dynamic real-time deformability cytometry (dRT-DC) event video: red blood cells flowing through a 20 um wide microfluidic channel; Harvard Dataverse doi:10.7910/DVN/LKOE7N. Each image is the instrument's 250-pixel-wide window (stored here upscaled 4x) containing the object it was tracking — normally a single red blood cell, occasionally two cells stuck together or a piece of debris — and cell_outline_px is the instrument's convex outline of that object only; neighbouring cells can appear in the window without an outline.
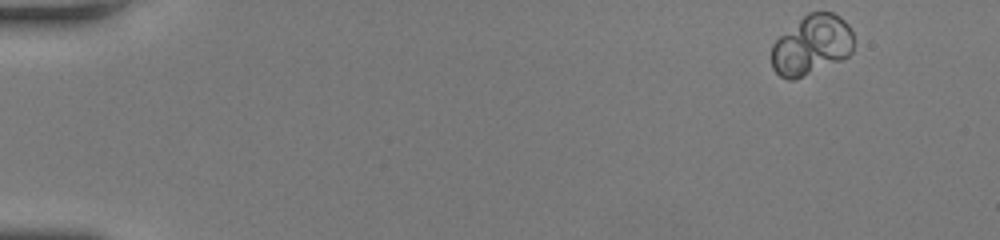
{"species": "human", "species_latin": "Homo sapiens", "temperature_condition": "room temperature", "stored_images_in_passage": 49, "camera_frame_rate_fps": 3000, "um_per_image_px": 0.085, "donor": {"sex": "female"}, "frame": {"image": 1, "passage_image": 1, "time_ms": 0.0, "image_size_px": [1000, 240], "cell_outline_px": [[852, 52], [848, 56], [840, 60], [792, 80], [788, 80], [780, 76], [772, 68], [772, 44], [780, 36], [808, 12], [832, 12], [840, 16], [848, 24], [852, 32]], "centroid_in_image_um": [68.98, 3.81], "position_along_channel_um": 16.0, "area_um2": 28.15}}
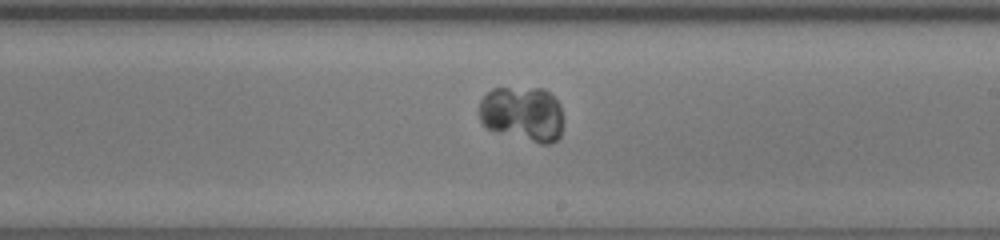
{"frame": {"image": 2, "passage_image": 29, "time_ms": 9.333, "image_size_px": [1000, 240], "cell_outline_px": [[560, 136], [556, 140], [548, 144], [540, 144], [488, 128], [480, 120], [480, 100], [492, 88], [544, 88], [560, 104]], "centroid_in_image_um": [44.4, 9.66], "position_along_channel_um": 244.6, "area_um2": 26.47}}
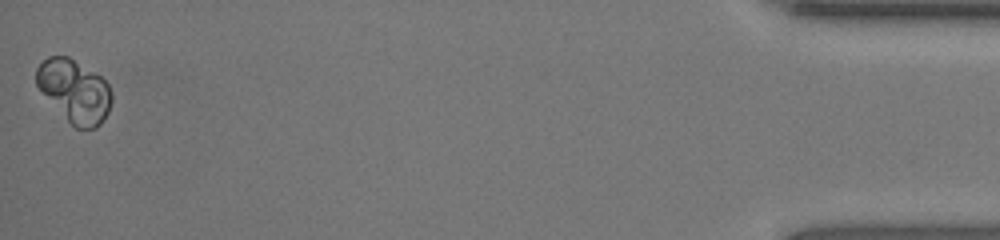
{"frame": {"image": 3, "passage_image": 49, "time_ms": 16.0, "image_size_px": [1000, 240], "cell_outline_px": [[112, 100], [108, 112], [104, 120], [96, 128], [76, 128], [68, 120], [36, 84], [36, 68], [48, 56], [68, 56], [100, 76], [108, 84], [112, 96]], "centroid_in_image_um": [6.35, 7.72], "position_along_channel_um": 428.8, "area_um2": 26.88}, "authors_computed_cell_mechanics": {"area_um2": 27.3394, "velocity_mm_per_s": 4.0167, "shape_relaxation_time_tau1_ms": 3.0788, "shape_relaxation_time_tau2_ms": null, "deformation_change_tau1": 0.0299, "deformation_change_tau2": null}}